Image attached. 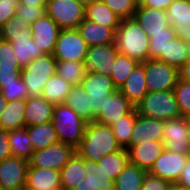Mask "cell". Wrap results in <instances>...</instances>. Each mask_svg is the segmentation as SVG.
Listing matches in <instances>:
<instances>
[{
	"instance_id": "cell-1",
	"label": "cell",
	"mask_w": 190,
	"mask_h": 190,
	"mask_svg": "<svg viewBox=\"0 0 190 190\" xmlns=\"http://www.w3.org/2000/svg\"><path fill=\"white\" fill-rule=\"evenodd\" d=\"M122 147L108 125L89 122L76 153L84 160L98 162L104 155L119 151Z\"/></svg>"
},
{
	"instance_id": "cell-2",
	"label": "cell",
	"mask_w": 190,
	"mask_h": 190,
	"mask_svg": "<svg viewBox=\"0 0 190 190\" xmlns=\"http://www.w3.org/2000/svg\"><path fill=\"white\" fill-rule=\"evenodd\" d=\"M114 44L120 54L139 63L150 59L149 37L134 18L121 20L115 33Z\"/></svg>"
},
{
	"instance_id": "cell-3",
	"label": "cell",
	"mask_w": 190,
	"mask_h": 190,
	"mask_svg": "<svg viewBox=\"0 0 190 190\" xmlns=\"http://www.w3.org/2000/svg\"><path fill=\"white\" fill-rule=\"evenodd\" d=\"M52 124L59 142L76 149L83 139L88 123L67 105L59 104L54 105Z\"/></svg>"
},
{
	"instance_id": "cell-4",
	"label": "cell",
	"mask_w": 190,
	"mask_h": 190,
	"mask_svg": "<svg viewBox=\"0 0 190 190\" xmlns=\"http://www.w3.org/2000/svg\"><path fill=\"white\" fill-rule=\"evenodd\" d=\"M135 109L140 116L162 121L181 117L174 90L147 92Z\"/></svg>"
},
{
	"instance_id": "cell-5",
	"label": "cell",
	"mask_w": 190,
	"mask_h": 190,
	"mask_svg": "<svg viewBox=\"0 0 190 190\" xmlns=\"http://www.w3.org/2000/svg\"><path fill=\"white\" fill-rule=\"evenodd\" d=\"M57 60L51 54H45L31 61L21 69V77L28 89L30 98L42 96L43 88L49 78L56 74Z\"/></svg>"
},
{
	"instance_id": "cell-6",
	"label": "cell",
	"mask_w": 190,
	"mask_h": 190,
	"mask_svg": "<svg viewBox=\"0 0 190 190\" xmlns=\"http://www.w3.org/2000/svg\"><path fill=\"white\" fill-rule=\"evenodd\" d=\"M85 7L76 0H48L45 14L48 15L61 30L77 29L85 19Z\"/></svg>"
},
{
	"instance_id": "cell-7",
	"label": "cell",
	"mask_w": 190,
	"mask_h": 190,
	"mask_svg": "<svg viewBox=\"0 0 190 190\" xmlns=\"http://www.w3.org/2000/svg\"><path fill=\"white\" fill-rule=\"evenodd\" d=\"M147 92L174 90L179 79L178 69L157 59L143 63Z\"/></svg>"
},
{
	"instance_id": "cell-8",
	"label": "cell",
	"mask_w": 190,
	"mask_h": 190,
	"mask_svg": "<svg viewBox=\"0 0 190 190\" xmlns=\"http://www.w3.org/2000/svg\"><path fill=\"white\" fill-rule=\"evenodd\" d=\"M88 46L77 29L61 30L53 56L57 61L84 62Z\"/></svg>"
},
{
	"instance_id": "cell-9",
	"label": "cell",
	"mask_w": 190,
	"mask_h": 190,
	"mask_svg": "<svg viewBox=\"0 0 190 190\" xmlns=\"http://www.w3.org/2000/svg\"><path fill=\"white\" fill-rule=\"evenodd\" d=\"M79 86L89 95L94 118L103 108L105 97L117 90L109 76L96 72H87Z\"/></svg>"
},
{
	"instance_id": "cell-10",
	"label": "cell",
	"mask_w": 190,
	"mask_h": 190,
	"mask_svg": "<svg viewBox=\"0 0 190 190\" xmlns=\"http://www.w3.org/2000/svg\"><path fill=\"white\" fill-rule=\"evenodd\" d=\"M76 153L73 146L58 142L44 149L33 151L28 166L61 170Z\"/></svg>"
},
{
	"instance_id": "cell-11",
	"label": "cell",
	"mask_w": 190,
	"mask_h": 190,
	"mask_svg": "<svg viewBox=\"0 0 190 190\" xmlns=\"http://www.w3.org/2000/svg\"><path fill=\"white\" fill-rule=\"evenodd\" d=\"M163 129L164 148L174 153L189 154L190 118L181 116L164 121Z\"/></svg>"
},
{
	"instance_id": "cell-12",
	"label": "cell",
	"mask_w": 190,
	"mask_h": 190,
	"mask_svg": "<svg viewBox=\"0 0 190 190\" xmlns=\"http://www.w3.org/2000/svg\"><path fill=\"white\" fill-rule=\"evenodd\" d=\"M189 157V154L174 153L164 148L149 173L175 183L179 180L183 166Z\"/></svg>"
},
{
	"instance_id": "cell-13",
	"label": "cell",
	"mask_w": 190,
	"mask_h": 190,
	"mask_svg": "<svg viewBox=\"0 0 190 190\" xmlns=\"http://www.w3.org/2000/svg\"><path fill=\"white\" fill-rule=\"evenodd\" d=\"M28 161L9 157L0 162V190H21L25 187Z\"/></svg>"
},
{
	"instance_id": "cell-14",
	"label": "cell",
	"mask_w": 190,
	"mask_h": 190,
	"mask_svg": "<svg viewBox=\"0 0 190 190\" xmlns=\"http://www.w3.org/2000/svg\"><path fill=\"white\" fill-rule=\"evenodd\" d=\"M118 53L114 43L88 47L84 61L87 72H96L110 77Z\"/></svg>"
},
{
	"instance_id": "cell-15",
	"label": "cell",
	"mask_w": 190,
	"mask_h": 190,
	"mask_svg": "<svg viewBox=\"0 0 190 190\" xmlns=\"http://www.w3.org/2000/svg\"><path fill=\"white\" fill-rule=\"evenodd\" d=\"M134 106L129 100L117 89L115 92L105 97L103 108L95 116L94 121L97 123L111 126L121 117L127 115Z\"/></svg>"
},
{
	"instance_id": "cell-16",
	"label": "cell",
	"mask_w": 190,
	"mask_h": 190,
	"mask_svg": "<svg viewBox=\"0 0 190 190\" xmlns=\"http://www.w3.org/2000/svg\"><path fill=\"white\" fill-rule=\"evenodd\" d=\"M60 31L58 25L46 14L31 24L33 41L45 54H53Z\"/></svg>"
},
{
	"instance_id": "cell-17",
	"label": "cell",
	"mask_w": 190,
	"mask_h": 190,
	"mask_svg": "<svg viewBox=\"0 0 190 190\" xmlns=\"http://www.w3.org/2000/svg\"><path fill=\"white\" fill-rule=\"evenodd\" d=\"M164 149L162 141L142 142L127 148L129 162L149 172Z\"/></svg>"
},
{
	"instance_id": "cell-18",
	"label": "cell",
	"mask_w": 190,
	"mask_h": 190,
	"mask_svg": "<svg viewBox=\"0 0 190 190\" xmlns=\"http://www.w3.org/2000/svg\"><path fill=\"white\" fill-rule=\"evenodd\" d=\"M170 25L177 37L190 41V0H173L166 9Z\"/></svg>"
},
{
	"instance_id": "cell-19",
	"label": "cell",
	"mask_w": 190,
	"mask_h": 190,
	"mask_svg": "<svg viewBox=\"0 0 190 190\" xmlns=\"http://www.w3.org/2000/svg\"><path fill=\"white\" fill-rule=\"evenodd\" d=\"M164 121L137 115L131 135V144L163 141Z\"/></svg>"
},
{
	"instance_id": "cell-20",
	"label": "cell",
	"mask_w": 190,
	"mask_h": 190,
	"mask_svg": "<svg viewBox=\"0 0 190 190\" xmlns=\"http://www.w3.org/2000/svg\"><path fill=\"white\" fill-rule=\"evenodd\" d=\"M25 188L28 190L61 189L60 171L28 166Z\"/></svg>"
},
{
	"instance_id": "cell-21",
	"label": "cell",
	"mask_w": 190,
	"mask_h": 190,
	"mask_svg": "<svg viewBox=\"0 0 190 190\" xmlns=\"http://www.w3.org/2000/svg\"><path fill=\"white\" fill-rule=\"evenodd\" d=\"M133 18L144 29L148 37L151 33L167 32L170 25L166 10L137 7Z\"/></svg>"
},
{
	"instance_id": "cell-22",
	"label": "cell",
	"mask_w": 190,
	"mask_h": 190,
	"mask_svg": "<svg viewBox=\"0 0 190 190\" xmlns=\"http://www.w3.org/2000/svg\"><path fill=\"white\" fill-rule=\"evenodd\" d=\"M77 30L87 46L90 47L114 43L117 28L106 27L99 23L84 19Z\"/></svg>"
},
{
	"instance_id": "cell-23",
	"label": "cell",
	"mask_w": 190,
	"mask_h": 190,
	"mask_svg": "<svg viewBox=\"0 0 190 190\" xmlns=\"http://www.w3.org/2000/svg\"><path fill=\"white\" fill-rule=\"evenodd\" d=\"M135 107L147 94L143 63H139L118 89Z\"/></svg>"
},
{
	"instance_id": "cell-24",
	"label": "cell",
	"mask_w": 190,
	"mask_h": 190,
	"mask_svg": "<svg viewBox=\"0 0 190 190\" xmlns=\"http://www.w3.org/2000/svg\"><path fill=\"white\" fill-rule=\"evenodd\" d=\"M54 105L44 99L28 97L25 100L26 126L46 124L52 122Z\"/></svg>"
},
{
	"instance_id": "cell-25",
	"label": "cell",
	"mask_w": 190,
	"mask_h": 190,
	"mask_svg": "<svg viewBox=\"0 0 190 190\" xmlns=\"http://www.w3.org/2000/svg\"><path fill=\"white\" fill-rule=\"evenodd\" d=\"M9 42L21 69L37 57L45 55L43 50L34 43L32 36H9Z\"/></svg>"
},
{
	"instance_id": "cell-26",
	"label": "cell",
	"mask_w": 190,
	"mask_h": 190,
	"mask_svg": "<svg viewBox=\"0 0 190 190\" xmlns=\"http://www.w3.org/2000/svg\"><path fill=\"white\" fill-rule=\"evenodd\" d=\"M86 176L73 190H114V181L109 179L97 162L85 160Z\"/></svg>"
},
{
	"instance_id": "cell-27",
	"label": "cell",
	"mask_w": 190,
	"mask_h": 190,
	"mask_svg": "<svg viewBox=\"0 0 190 190\" xmlns=\"http://www.w3.org/2000/svg\"><path fill=\"white\" fill-rule=\"evenodd\" d=\"M85 176V160L75 153L60 170L61 189L73 190Z\"/></svg>"
},
{
	"instance_id": "cell-28",
	"label": "cell",
	"mask_w": 190,
	"mask_h": 190,
	"mask_svg": "<svg viewBox=\"0 0 190 190\" xmlns=\"http://www.w3.org/2000/svg\"><path fill=\"white\" fill-rule=\"evenodd\" d=\"M25 126V100L7 102L0 118V128L9 132L24 128Z\"/></svg>"
},
{
	"instance_id": "cell-29",
	"label": "cell",
	"mask_w": 190,
	"mask_h": 190,
	"mask_svg": "<svg viewBox=\"0 0 190 190\" xmlns=\"http://www.w3.org/2000/svg\"><path fill=\"white\" fill-rule=\"evenodd\" d=\"M84 13L85 19L110 28H118L122 20L102 0L85 6Z\"/></svg>"
},
{
	"instance_id": "cell-30",
	"label": "cell",
	"mask_w": 190,
	"mask_h": 190,
	"mask_svg": "<svg viewBox=\"0 0 190 190\" xmlns=\"http://www.w3.org/2000/svg\"><path fill=\"white\" fill-rule=\"evenodd\" d=\"M64 104L74 110L87 123L94 121L89 95L79 85L72 86Z\"/></svg>"
},
{
	"instance_id": "cell-31",
	"label": "cell",
	"mask_w": 190,
	"mask_h": 190,
	"mask_svg": "<svg viewBox=\"0 0 190 190\" xmlns=\"http://www.w3.org/2000/svg\"><path fill=\"white\" fill-rule=\"evenodd\" d=\"M25 127L29 134L33 151L44 149L59 142L52 122Z\"/></svg>"
},
{
	"instance_id": "cell-32",
	"label": "cell",
	"mask_w": 190,
	"mask_h": 190,
	"mask_svg": "<svg viewBox=\"0 0 190 190\" xmlns=\"http://www.w3.org/2000/svg\"><path fill=\"white\" fill-rule=\"evenodd\" d=\"M146 173L145 170L128 162L114 180V190H140Z\"/></svg>"
},
{
	"instance_id": "cell-33",
	"label": "cell",
	"mask_w": 190,
	"mask_h": 190,
	"mask_svg": "<svg viewBox=\"0 0 190 190\" xmlns=\"http://www.w3.org/2000/svg\"><path fill=\"white\" fill-rule=\"evenodd\" d=\"M71 88L70 83L55 74L44 85L42 97L53 105L64 104Z\"/></svg>"
},
{
	"instance_id": "cell-34",
	"label": "cell",
	"mask_w": 190,
	"mask_h": 190,
	"mask_svg": "<svg viewBox=\"0 0 190 190\" xmlns=\"http://www.w3.org/2000/svg\"><path fill=\"white\" fill-rule=\"evenodd\" d=\"M10 151L13 157L29 161L33 149L26 127L8 132Z\"/></svg>"
},
{
	"instance_id": "cell-35",
	"label": "cell",
	"mask_w": 190,
	"mask_h": 190,
	"mask_svg": "<svg viewBox=\"0 0 190 190\" xmlns=\"http://www.w3.org/2000/svg\"><path fill=\"white\" fill-rule=\"evenodd\" d=\"M129 162V154L127 149L121 148L119 151L104 155L97 165L101 167L103 172L113 181L124 170Z\"/></svg>"
},
{
	"instance_id": "cell-36",
	"label": "cell",
	"mask_w": 190,
	"mask_h": 190,
	"mask_svg": "<svg viewBox=\"0 0 190 190\" xmlns=\"http://www.w3.org/2000/svg\"><path fill=\"white\" fill-rule=\"evenodd\" d=\"M187 42L179 37L169 41L165 47V54L158 60L179 69L188 60Z\"/></svg>"
},
{
	"instance_id": "cell-37",
	"label": "cell",
	"mask_w": 190,
	"mask_h": 190,
	"mask_svg": "<svg viewBox=\"0 0 190 190\" xmlns=\"http://www.w3.org/2000/svg\"><path fill=\"white\" fill-rule=\"evenodd\" d=\"M135 107L125 116L121 117L119 121H116L111 125V129L116 137L118 144L127 149L131 144V135L135 120L137 117Z\"/></svg>"
},
{
	"instance_id": "cell-38",
	"label": "cell",
	"mask_w": 190,
	"mask_h": 190,
	"mask_svg": "<svg viewBox=\"0 0 190 190\" xmlns=\"http://www.w3.org/2000/svg\"><path fill=\"white\" fill-rule=\"evenodd\" d=\"M56 74L72 86L79 85L87 74L84 62L57 61Z\"/></svg>"
},
{
	"instance_id": "cell-39",
	"label": "cell",
	"mask_w": 190,
	"mask_h": 190,
	"mask_svg": "<svg viewBox=\"0 0 190 190\" xmlns=\"http://www.w3.org/2000/svg\"><path fill=\"white\" fill-rule=\"evenodd\" d=\"M138 64L139 62L126 55L120 53L117 54L110 75V78L117 89L125 83L128 76Z\"/></svg>"
},
{
	"instance_id": "cell-40",
	"label": "cell",
	"mask_w": 190,
	"mask_h": 190,
	"mask_svg": "<svg viewBox=\"0 0 190 190\" xmlns=\"http://www.w3.org/2000/svg\"><path fill=\"white\" fill-rule=\"evenodd\" d=\"M177 36L171 25L167 26V32L151 33L149 37L150 59H159L161 54H165V47L169 41Z\"/></svg>"
},
{
	"instance_id": "cell-41",
	"label": "cell",
	"mask_w": 190,
	"mask_h": 190,
	"mask_svg": "<svg viewBox=\"0 0 190 190\" xmlns=\"http://www.w3.org/2000/svg\"><path fill=\"white\" fill-rule=\"evenodd\" d=\"M31 36V23H25L21 17L15 14L0 29V38L9 41V36Z\"/></svg>"
},
{
	"instance_id": "cell-42",
	"label": "cell",
	"mask_w": 190,
	"mask_h": 190,
	"mask_svg": "<svg viewBox=\"0 0 190 190\" xmlns=\"http://www.w3.org/2000/svg\"><path fill=\"white\" fill-rule=\"evenodd\" d=\"M0 92L3 94V97L7 102L14 100H26L29 97L28 89L21 76L14 82L5 84V86L0 89Z\"/></svg>"
},
{
	"instance_id": "cell-43",
	"label": "cell",
	"mask_w": 190,
	"mask_h": 190,
	"mask_svg": "<svg viewBox=\"0 0 190 190\" xmlns=\"http://www.w3.org/2000/svg\"><path fill=\"white\" fill-rule=\"evenodd\" d=\"M174 92L180 109V115L190 118V83L178 79Z\"/></svg>"
},
{
	"instance_id": "cell-44",
	"label": "cell",
	"mask_w": 190,
	"mask_h": 190,
	"mask_svg": "<svg viewBox=\"0 0 190 190\" xmlns=\"http://www.w3.org/2000/svg\"><path fill=\"white\" fill-rule=\"evenodd\" d=\"M121 19L133 18L136 4L133 0H102Z\"/></svg>"
},
{
	"instance_id": "cell-45",
	"label": "cell",
	"mask_w": 190,
	"mask_h": 190,
	"mask_svg": "<svg viewBox=\"0 0 190 190\" xmlns=\"http://www.w3.org/2000/svg\"><path fill=\"white\" fill-rule=\"evenodd\" d=\"M16 14L21 17L25 23H34L38 18L45 14V7L26 5L19 3Z\"/></svg>"
},
{
	"instance_id": "cell-46",
	"label": "cell",
	"mask_w": 190,
	"mask_h": 190,
	"mask_svg": "<svg viewBox=\"0 0 190 190\" xmlns=\"http://www.w3.org/2000/svg\"><path fill=\"white\" fill-rule=\"evenodd\" d=\"M21 76L19 64L0 65V89Z\"/></svg>"
},
{
	"instance_id": "cell-47",
	"label": "cell",
	"mask_w": 190,
	"mask_h": 190,
	"mask_svg": "<svg viewBox=\"0 0 190 190\" xmlns=\"http://www.w3.org/2000/svg\"><path fill=\"white\" fill-rule=\"evenodd\" d=\"M171 182L146 173L140 190H169Z\"/></svg>"
},
{
	"instance_id": "cell-48",
	"label": "cell",
	"mask_w": 190,
	"mask_h": 190,
	"mask_svg": "<svg viewBox=\"0 0 190 190\" xmlns=\"http://www.w3.org/2000/svg\"><path fill=\"white\" fill-rule=\"evenodd\" d=\"M19 0H0V29L16 14Z\"/></svg>"
},
{
	"instance_id": "cell-49",
	"label": "cell",
	"mask_w": 190,
	"mask_h": 190,
	"mask_svg": "<svg viewBox=\"0 0 190 190\" xmlns=\"http://www.w3.org/2000/svg\"><path fill=\"white\" fill-rule=\"evenodd\" d=\"M19 64L11 43L0 38V65Z\"/></svg>"
},
{
	"instance_id": "cell-50",
	"label": "cell",
	"mask_w": 190,
	"mask_h": 190,
	"mask_svg": "<svg viewBox=\"0 0 190 190\" xmlns=\"http://www.w3.org/2000/svg\"><path fill=\"white\" fill-rule=\"evenodd\" d=\"M12 157L8 141V132L0 128V162Z\"/></svg>"
},
{
	"instance_id": "cell-51",
	"label": "cell",
	"mask_w": 190,
	"mask_h": 190,
	"mask_svg": "<svg viewBox=\"0 0 190 190\" xmlns=\"http://www.w3.org/2000/svg\"><path fill=\"white\" fill-rule=\"evenodd\" d=\"M172 2L173 0H144V2L137 7H149L166 10Z\"/></svg>"
},
{
	"instance_id": "cell-52",
	"label": "cell",
	"mask_w": 190,
	"mask_h": 190,
	"mask_svg": "<svg viewBox=\"0 0 190 190\" xmlns=\"http://www.w3.org/2000/svg\"><path fill=\"white\" fill-rule=\"evenodd\" d=\"M177 183L183 186L190 187V157L188 158L187 162L184 164L180 178L177 181Z\"/></svg>"
},
{
	"instance_id": "cell-53",
	"label": "cell",
	"mask_w": 190,
	"mask_h": 190,
	"mask_svg": "<svg viewBox=\"0 0 190 190\" xmlns=\"http://www.w3.org/2000/svg\"><path fill=\"white\" fill-rule=\"evenodd\" d=\"M179 80L190 83V60H187L179 69Z\"/></svg>"
},
{
	"instance_id": "cell-54",
	"label": "cell",
	"mask_w": 190,
	"mask_h": 190,
	"mask_svg": "<svg viewBox=\"0 0 190 190\" xmlns=\"http://www.w3.org/2000/svg\"><path fill=\"white\" fill-rule=\"evenodd\" d=\"M47 1L48 0H19V3H25L26 5L31 6L46 7Z\"/></svg>"
},
{
	"instance_id": "cell-55",
	"label": "cell",
	"mask_w": 190,
	"mask_h": 190,
	"mask_svg": "<svg viewBox=\"0 0 190 190\" xmlns=\"http://www.w3.org/2000/svg\"><path fill=\"white\" fill-rule=\"evenodd\" d=\"M169 190H190V187L183 186L178 184L177 182L172 183Z\"/></svg>"
},
{
	"instance_id": "cell-56",
	"label": "cell",
	"mask_w": 190,
	"mask_h": 190,
	"mask_svg": "<svg viewBox=\"0 0 190 190\" xmlns=\"http://www.w3.org/2000/svg\"><path fill=\"white\" fill-rule=\"evenodd\" d=\"M7 100L3 97V94L0 92V118L4 112V108L6 107Z\"/></svg>"
},
{
	"instance_id": "cell-57",
	"label": "cell",
	"mask_w": 190,
	"mask_h": 190,
	"mask_svg": "<svg viewBox=\"0 0 190 190\" xmlns=\"http://www.w3.org/2000/svg\"><path fill=\"white\" fill-rule=\"evenodd\" d=\"M76 1H78L80 4H82L85 7L87 5L94 3L95 1H98V0H76Z\"/></svg>"
},
{
	"instance_id": "cell-58",
	"label": "cell",
	"mask_w": 190,
	"mask_h": 190,
	"mask_svg": "<svg viewBox=\"0 0 190 190\" xmlns=\"http://www.w3.org/2000/svg\"><path fill=\"white\" fill-rule=\"evenodd\" d=\"M133 2L136 4V6H139L144 2V0H133Z\"/></svg>"
},
{
	"instance_id": "cell-59",
	"label": "cell",
	"mask_w": 190,
	"mask_h": 190,
	"mask_svg": "<svg viewBox=\"0 0 190 190\" xmlns=\"http://www.w3.org/2000/svg\"><path fill=\"white\" fill-rule=\"evenodd\" d=\"M187 48H188V60H190V41L187 42Z\"/></svg>"
},
{
	"instance_id": "cell-60",
	"label": "cell",
	"mask_w": 190,
	"mask_h": 190,
	"mask_svg": "<svg viewBox=\"0 0 190 190\" xmlns=\"http://www.w3.org/2000/svg\"><path fill=\"white\" fill-rule=\"evenodd\" d=\"M188 153H189V155H190V138H189V140H188Z\"/></svg>"
}]
</instances>
